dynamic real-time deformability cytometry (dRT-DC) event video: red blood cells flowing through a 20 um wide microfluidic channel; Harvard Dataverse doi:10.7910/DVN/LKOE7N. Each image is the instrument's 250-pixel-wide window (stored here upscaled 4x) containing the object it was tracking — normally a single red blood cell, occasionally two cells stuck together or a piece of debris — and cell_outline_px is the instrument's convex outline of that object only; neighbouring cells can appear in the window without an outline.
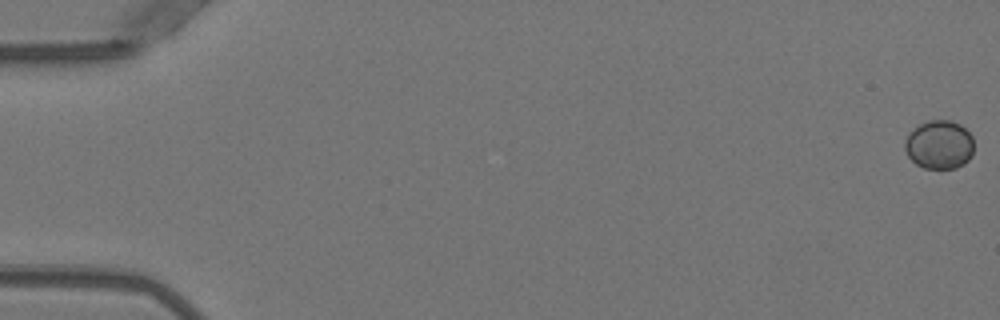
{"species": "Egyptian fruit bat (a non-hibernating species)", "species_latin": "Rousettus aegyptiacus", "temperature_condition": "warm", "stored_images_in_passage": 53, "segment_of_instrument_passage": [1, 2], "camera_frame_rate_fps": 3000, "um_per_image_px": 0.085, "animal": {"sex": "female"}, "frame": {"image": 1, "passage_image": 1, "time_ms": 0.0, "image_size_px": [1000, 320], "cell_outline_px": [[972, 156], [964, 164], [956, 168], [924, 168], [916, 164], [908, 156], [904, 148], [904, 144], [908, 136], [920, 124], [928, 120], [952, 120], [960, 124], [972, 136]], "centroid_in_image_um": [79.85, 12.3], "position_along_channel_um": 5.2, "area_um2": 19.42}}
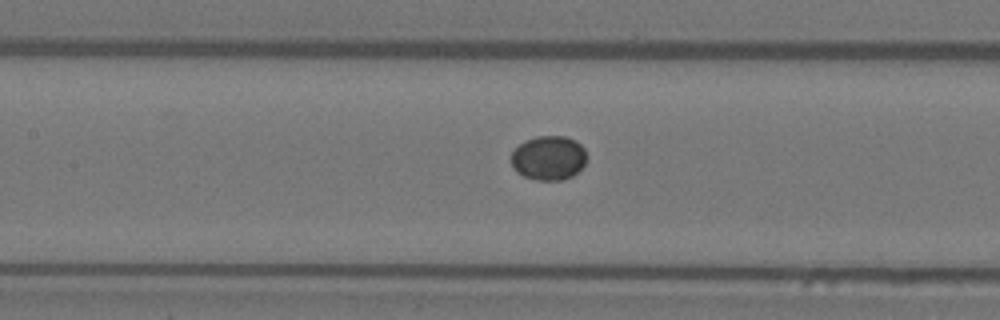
{"frame": {"image": 2, "passage_image": 25, "time_ms": 8.0, "image_size_px": [1000, 320], "cell_outline_px": [[588, 156], [584, 164], [572, 176], [564, 180], [536, 180], [524, 176], [516, 172], [512, 164], [512, 152], [520, 144], [536, 136], [564, 136], [576, 140], [584, 148]], "centroid_in_image_um": [46.66, 13.43], "position_along_channel_um": 160.7, "area_um2": 19.48}}
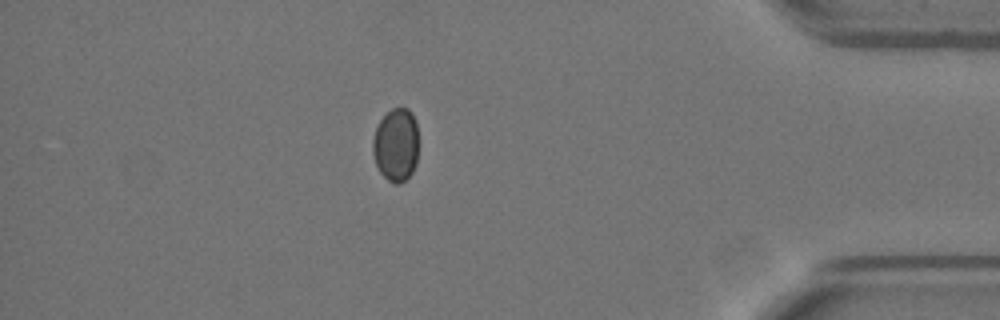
{"frame": {"image": 3, "passage_image": 46, "time_ms": 15.0, "image_size_px": [1000, 320], "cell_outline_px": [[416, 164], [412, 172], [400, 184], [396, 184], [388, 180], [380, 172], [376, 164], [372, 152], [372, 140], [376, 128], [380, 120], [392, 108], [408, 108], [412, 112], [416, 120]], "centroid_in_image_um": [33.64, 12.31], "position_along_channel_um": 401.6, "area_um2": 19.36}}